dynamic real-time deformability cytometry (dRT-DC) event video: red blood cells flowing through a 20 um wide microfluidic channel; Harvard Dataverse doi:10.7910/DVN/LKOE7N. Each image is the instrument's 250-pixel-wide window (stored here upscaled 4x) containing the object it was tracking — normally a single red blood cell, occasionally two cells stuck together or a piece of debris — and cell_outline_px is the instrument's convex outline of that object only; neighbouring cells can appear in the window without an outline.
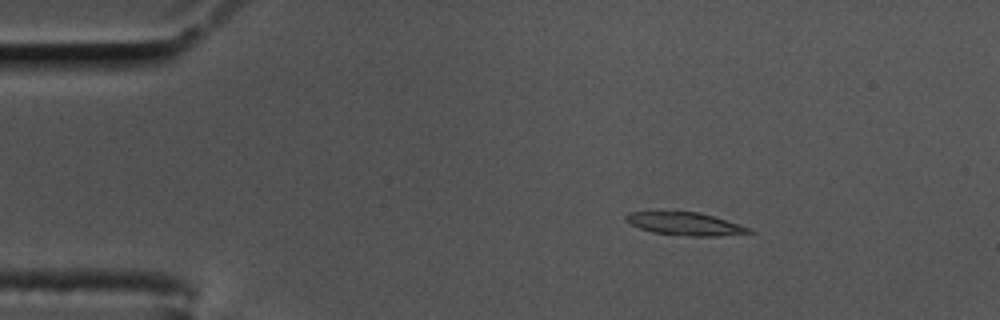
{"species": "common noctule bat (a hibernating species)", "species_latin": "Nyctalus noctula", "temperature_condition": "cold", "stored_images_in_passage": 49, "camera_frame_rate_fps": 3000, "um_per_image_px": 0.085, "animal": {"sex": "male", "body_mass_g": 17.5, "forearm_length_mm": 52.3}, "frame": {"image": 1, "passage_image": 1, "time_ms": 0.0, "image_size_px": [1000, 320], "cell_outline_px": [[756, 232], [720, 236], [688, 236], [652, 232], [640, 228], [624, 220], [624, 216], [628, 212], [700, 212], [752, 228]], "centroid_in_image_um": [58.27, 19.03], "position_along_channel_um": 26.7, "area_um2": 16.36}}
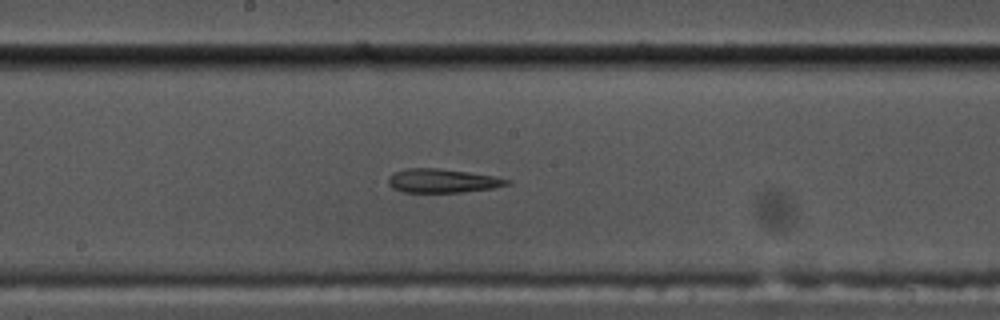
{"frame": {"image": 2, "passage_image": 22, "time_ms": 7.0, "image_size_px": [1000, 320], "cell_outline_px": [[512, 184], [492, 188], [460, 192], [404, 192], [392, 188], [388, 184], [388, 176], [392, 172], [408, 168], [436, 168], [468, 172], [492, 176], [512, 180]], "centroid_in_image_um": [37.58, 15.36], "position_along_channel_um": 210.6, "area_um2": 16.47}}
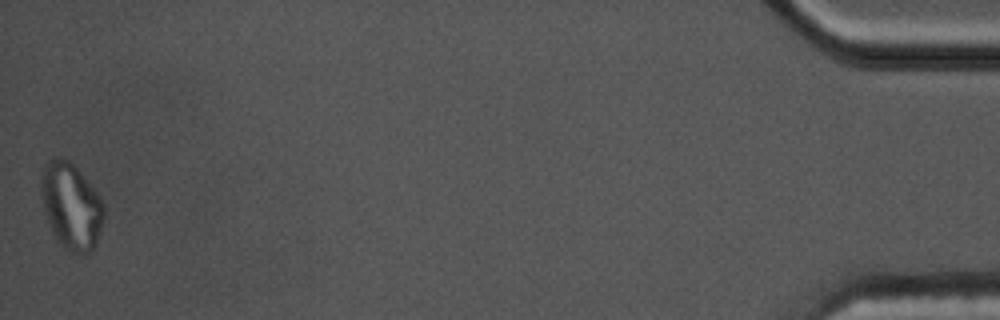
{"frame": {"image": 3, "passage_image": 49, "time_ms": 16.0, "image_size_px": [1000, 320], "cell_outline_px": [[104, 220], [96, 244], [92, 252], [72, 252], [64, 248], [52, 236], [44, 212], [40, 192], [40, 180], [44, 164], [52, 160], [68, 160], [76, 168], [92, 188], [104, 204]], "centroid_in_image_um": [6.02, 17.58], "position_along_channel_um": 429.2, "area_um2": 31.33}, "authors_computed_cell_mechanics": {"area_um2": 17.1666, "velocity_mm_per_s": 3.4788, "shape_relaxation_time_tau1_ms": null, "shape_relaxation_time_tau2_ms": 2.9599, "deformation_change_tau1": null, "deformation_change_tau2": 0.1181}}